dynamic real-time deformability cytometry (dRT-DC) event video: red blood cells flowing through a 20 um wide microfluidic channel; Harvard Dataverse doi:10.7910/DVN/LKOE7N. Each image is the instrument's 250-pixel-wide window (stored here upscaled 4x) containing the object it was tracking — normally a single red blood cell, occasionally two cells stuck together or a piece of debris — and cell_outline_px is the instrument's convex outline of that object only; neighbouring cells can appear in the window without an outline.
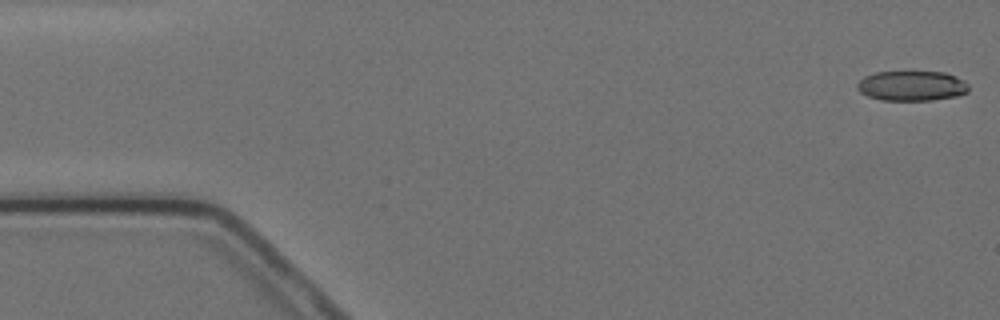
{"species": "Egyptian fruit bat (a non-hibernating species)", "species_latin": "Rousettus aegyptiacus", "temperature_condition": "cold", "stored_images_in_passage": 4, "camera_frame_rate_fps": 3000, "um_per_image_px": 0.085, "animal": {"sex": "female"}, "frame": {"image": 1, "passage_image": 1, "time_ms": 0.0, "image_size_px": [1000, 320], "cell_outline_px": [[968, 92], [956, 96], [932, 100], [880, 100], [868, 96], [860, 92], [856, 88], [856, 84], [864, 76], [876, 72], [944, 72], [956, 76], [964, 80], [968, 84]], "centroid_in_image_um": [77.49, 7.3], "position_along_channel_um": 7.5, "area_um2": 19.54}}
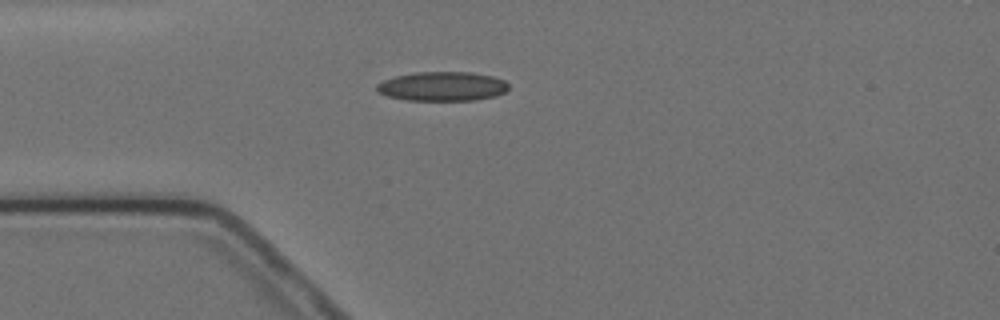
{"frame": {"image": 2, "passage_image": 4, "time_ms": 4.333, "image_size_px": [1000, 320], "cell_outline_px": [[508, 88], [504, 92], [496, 96], [476, 100], [408, 100], [388, 96], [380, 92], [376, 88], [376, 84], [384, 80], [396, 76], [416, 72], [468, 72], [492, 76], [504, 80], [508, 84]], "centroid_in_image_um": [37.62, 7.34], "position_along_channel_um": 47.4, "area_um2": 22.31}}